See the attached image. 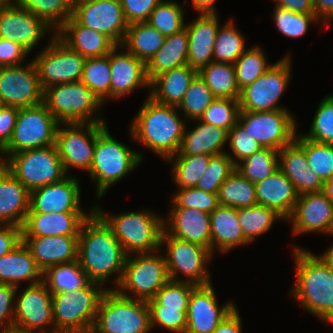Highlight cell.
I'll return each mask as SVG.
<instances>
[{
    "instance_id": "cell-63",
    "label": "cell",
    "mask_w": 333,
    "mask_h": 333,
    "mask_svg": "<svg viewBox=\"0 0 333 333\" xmlns=\"http://www.w3.org/2000/svg\"><path fill=\"white\" fill-rule=\"evenodd\" d=\"M19 108L4 106L0 110V145L4 148L12 138Z\"/></svg>"
},
{
    "instance_id": "cell-5",
    "label": "cell",
    "mask_w": 333,
    "mask_h": 333,
    "mask_svg": "<svg viewBox=\"0 0 333 333\" xmlns=\"http://www.w3.org/2000/svg\"><path fill=\"white\" fill-rule=\"evenodd\" d=\"M141 153L115 140L107 125L98 133L89 176L97 184L96 196L103 198L113 184L128 175L143 160Z\"/></svg>"
},
{
    "instance_id": "cell-25",
    "label": "cell",
    "mask_w": 333,
    "mask_h": 333,
    "mask_svg": "<svg viewBox=\"0 0 333 333\" xmlns=\"http://www.w3.org/2000/svg\"><path fill=\"white\" fill-rule=\"evenodd\" d=\"M121 47V49H120ZM119 49L124 51L118 53ZM111 85L110 99H118L142 87H150L146 63L117 45L110 52Z\"/></svg>"
},
{
    "instance_id": "cell-3",
    "label": "cell",
    "mask_w": 333,
    "mask_h": 333,
    "mask_svg": "<svg viewBox=\"0 0 333 333\" xmlns=\"http://www.w3.org/2000/svg\"><path fill=\"white\" fill-rule=\"evenodd\" d=\"M144 101L130 125L131 138L166 160L178 152L186 120L180 118L176 106L156 103L150 97Z\"/></svg>"
},
{
    "instance_id": "cell-4",
    "label": "cell",
    "mask_w": 333,
    "mask_h": 333,
    "mask_svg": "<svg viewBox=\"0 0 333 333\" xmlns=\"http://www.w3.org/2000/svg\"><path fill=\"white\" fill-rule=\"evenodd\" d=\"M100 208L94 205V210L110 226L127 256L161 250L163 217L150 209L109 215Z\"/></svg>"
},
{
    "instance_id": "cell-65",
    "label": "cell",
    "mask_w": 333,
    "mask_h": 333,
    "mask_svg": "<svg viewBox=\"0 0 333 333\" xmlns=\"http://www.w3.org/2000/svg\"><path fill=\"white\" fill-rule=\"evenodd\" d=\"M237 309L226 316L213 333H242V319Z\"/></svg>"
},
{
    "instance_id": "cell-54",
    "label": "cell",
    "mask_w": 333,
    "mask_h": 333,
    "mask_svg": "<svg viewBox=\"0 0 333 333\" xmlns=\"http://www.w3.org/2000/svg\"><path fill=\"white\" fill-rule=\"evenodd\" d=\"M240 112L236 99L216 98L200 117V121L229 131L238 120Z\"/></svg>"
},
{
    "instance_id": "cell-38",
    "label": "cell",
    "mask_w": 333,
    "mask_h": 333,
    "mask_svg": "<svg viewBox=\"0 0 333 333\" xmlns=\"http://www.w3.org/2000/svg\"><path fill=\"white\" fill-rule=\"evenodd\" d=\"M165 36L146 21L128 24L121 44L128 52L147 63L162 47Z\"/></svg>"
},
{
    "instance_id": "cell-32",
    "label": "cell",
    "mask_w": 333,
    "mask_h": 333,
    "mask_svg": "<svg viewBox=\"0 0 333 333\" xmlns=\"http://www.w3.org/2000/svg\"><path fill=\"white\" fill-rule=\"evenodd\" d=\"M198 70L188 64L162 72L150 81L148 94L154 102L178 107Z\"/></svg>"
},
{
    "instance_id": "cell-7",
    "label": "cell",
    "mask_w": 333,
    "mask_h": 333,
    "mask_svg": "<svg viewBox=\"0 0 333 333\" xmlns=\"http://www.w3.org/2000/svg\"><path fill=\"white\" fill-rule=\"evenodd\" d=\"M93 326L99 333H148L152 330L148 303L108 288L100 299Z\"/></svg>"
},
{
    "instance_id": "cell-75",
    "label": "cell",
    "mask_w": 333,
    "mask_h": 333,
    "mask_svg": "<svg viewBox=\"0 0 333 333\" xmlns=\"http://www.w3.org/2000/svg\"><path fill=\"white\" fill-rule=\"evenodd\" d=\"M5 106L1 96H0V110Z\"/></svg>"
},
{
    "instance_id": "cell-70",
    "label": "cell",
    "mask_w": 333,
    "mask_h": 333,
    "mask_svg": "<svg viewBox=\"0 0 333 333\" xmlns=\"http://www.w3.org/2000/svg\"><path fill=\"white\" fill-rule=\"evenodd\" d=\"M326 263L327 265L333 270V245L329 247L325 253L322 255H319Z\"/></svg>"
},
{
    "instance_id": "cell-69",
    "label": "cell",
    "mask_w": 333,
    "mask_h": 333,
    "mask_svg": "<svg viewBox=\"0 0 333 333\" xmlns=\"http://www.w3.org/2000/svg\"><path fill=\"white\" fill-rule=\"evenodd\" d=\"M322 192L333 203V177L324 182Z\"/></svg>"
},
{
    "instance_id": "cell-12",
    "label": "cell",
    "mask_w": 333,
    "mask_h": 333,
    "mask_svg": "<svg viewBox=\"0 0 333 333\" xmlns=\"http://www.w3.org/2000/svg\"><path fill=\"white\" fill-rule=\"evenodd\" d=\"M9 171L29 190L62 181L66 174L55 145L12 154Z\"/></svg>"
},
{
    "instance_id": "cell-47",
    "label": "cell",
    "mask_w": 333,
    "mask_h": 333,
    "mask_svg": "<svg viewBox=\"0 0 333 333\" xmlns=\"http://www.w3.org/2000/svg\"><path fill=\"white\" fill-rule=\"evenodd\" d=\"M278 152L272 148L263 147L239 162L236 169L252 183L264 180L279 169Z\"/></svg>"
},
{
    "instance_id": "cell-59",
    "label": "cell",
    "mask_w": 333,
    "mask_h": 333,
    "mask_svg": "<svg viewBox=\"0 0 333 333\" xmlns=\"http://www.w3.org/2000/svg\"><path fill=\"white\" fill-rule=\"evenodd\" d=\"M228 142L232 154L226 153L235 165L263 148L238 122L228 131Z\"/></svg>"
},
{
    "instance_id": "cell-71",
    "label": "cell",
    "mask_w": 333,
    "mask_h": 333,
    "mask_svg": "<svg viewBox=\"0 0 333 333\" xmlns=\"http://www.w3.org/2000/svg\"><path fill=\"white\" fill-rule=\"evenodd\" d=\"M9 171V163L8 158L5 156L4 158H0V180L2 177Z\"/></svg>"
},
{
    "instance_id": "cell-15",
    "label": "cell",
    "mask_w": 333,
    "mask_h": 333,
    "mask_svg": "<svg viewBox=\"0 0 333 333\" xmlns=\"http://www.w3.org/2000/svg\"><path fill=\"white\" fill-rule=\"evenodd\" d=\"M50 39L41 53L33 58L42 89L80 81L85 58L71 50L56 35H51Z\"/></svg>"
},
{
    "instance_id": "cell-35",
    "label": "cell",
    "mask_w": 333,
    "mask_h": 333,
    "mask_svg": "<svg viewBox=\"0 0 333 333\" xmlns=\"http://www.w3.org/2000/svg\"><path fill=\"white\" fill-rule=\"evenodd\" d=\"M22 281H29L27 285L43 281V271L23 241L0 257V283L18 287Z\"/></svg>"
},
{
    "instance_id": "cell-36",
    "label": "cell",
    "mask_w": 333,
    "mask_h": 333,
    "mask_svg": "<svg viewBox=\"0 0 333 333\" xmlns=\"http://www.w3.org/2000/svg\"><path fill=\"white\" fill-rule=\"evenodd\" d=\"M29 201L30 191L8 171L0 180V224L22 227Z\"/></svg>"
},
{
    "instance_id": "cell-21",
    "label": "cell",
    "mask_w": 333,
    "mask_h": 333,
    "mask_svg": "<svg viewBox=\"0 0 333 333\" xmlns=\"http://www.w3.org/2000/svg\"><path fill=\"white\" fill-rule=\"evenodd\" d=\"M213 284L197 286L190 296L185 333H213L237 306L233 302L218 305Z\"/></svg>"
},
{
    "instance_id": "cell-30",
    "label": "cell",
    "mask_w": 333,
    "mask_h": 333,
    "mask_svg": "<svg viewBox=\"0 0 333 333\" xmlns=\"http://www.w3.org/2000/svg\"><path fill=\"white\" fill-rule=\"evenodd\" d=\"M44 272L47 268L78 260V236L22 238Z\"/></svg>"
},
{
    "instance_id": "cell-62",
    "label": "cell",
    "mask_w": 333,
    "mask_h": 333,
    "mask_svg": "<svg viewBox=\"0 0 333 333\" xmlns=\"http://www.w3.org/2000/svg\"><path fill=\"white\" fill-rule=\"evenodd\" d=\"M28 54L29 52L20 44L0 39V67L23 64Z\"/></svg>"
},
{
    "instance_id": "cell-49",
    "label": "cell",
    "mask_w": 333,
    "mask_h": 333,
    "mask_svg": "<svg viewBox=\"0 0 333 333\" xmlns=\"http://www.w3.org/2000/svg\"><path fill=\"white\" fill-rule=\"evenodd\" d=\"M182 9L183 5H179L175 1L162 0L151 12L146 22L165 37L171 36L185 28V12Z\"/></svg>"
},
{
    "instance_id": "cell-48",
    "label": "cell",
    "mask_w": 333,
    "mask_h": 333,
    "mask_svg": "<svg viewBox=\"0 0 333 333\" xmlns=\"http://www.w3.org/2000/svg\"><path fill=\"white\" fill-rule=\"evenodd\" d=\"M295 141L304 149L308 166L324 183L333 177V144L311 141L297 134Z\"/></svg>"
},
{
    "instance_id": "cell-14",
    "label": "cell",
    "mask_w": 333,
    "mask_h": 333,
    "mask_svg": "<svg viewBox=\"0 0 333 333\" xmlns=\"http://www.w3.org/2000/svg\"><path fill=\"white\" fill-rule=\"evenodd\" d=\"M237 122L262 147L281 150L297 135V122L288 110L240 111Z\"/></svg>"
},
{
    "instance_id": "cell-20",
    "label": "cell",
    "mask_w": 333,
    "mask_h": 333,
    "mask_svg": "<svg viewBox=\"0 0 333 333\" xmlns=\"http://www.w3.org/2000/svg\"><path fill=\"white\" fill-rule=\"evenodd\" d=\"M49 30V31H48ZM56 32L42 18L19 6L15 1L0 7V36L20 44L29 53L44 38L45 33Z\"/></svg>"
},
{
    "instance_id": "cell-46",
    "label": "cell",
    "mask_w": 333,
    "mask_h": 333,
    "mask_svg": "<svg viewBox=\"0 0 333 333\" xmlns=\"http://www.w3.org/2000/svg\"><path fill=\"white\" fill-rule=\"evenodd\" d=\"M246 49L245 38L230 19L219 27L214 44L213 61L234 64Z\"/></svg>"
},
{
    "instance_id": "cell-18",
    "label": "cell",
    "mask_w": 333,
    "mask_h": 333,
    "mask_svg": "<svg viewBox=\"0 0 333 333\" xmlns=\"http://www.w3.org/2000/svg\"><path fill=\"white\" fill-rule=\"evenodd\" d=\"M72 17L82 26L104 33L121 45L128 28L120 0H77Z\"/></svg>"
},
{
    "instance_id": "cell-19",
    "label": "cell",
    "mask_w": 333,
    "mask_h": 333,
    "mask_svg": "<svg viewBox=\"0 0 333 333\" xmlns=\"http://www.w3.org/2000/svg\"><path fill=\"white\" fill-rule=\"evenodd\" d=\"M38 71L33 60L27 65L0 67V96L5 106L25 108L43 102Z\"/></svg>"
},
{
    "instance_id": "cell-40",
    "label": "cell",
    "mask_w": 333,
    "mask_h": 333,
    "mask_svg": "<svg viewBox=\"0 0 333 333\" xmlns=\"http://www.w3.org/2000/svg\"><path fill=\"white\" fill-rule=\"evenodd\" d=\"M43 282L53 293L72 292L86 286L90 280L78 260L51 266L43 272Z\"/></svg>"
},
{
    "instance_id": "cell-53",
    "label": "cell",
    "mask_w": 333,
    "mask_h": 333,
    "mask_svg": "<svg viewBox=\"0 0 333 333\" xmlns=\"http://www.w3.org/2000/svg\"><path fill=\"white\" fill-rule=\"evenodd\" d=\"M309 133L303 137L322 144H333V94L321 100L314 113Z\"/></svg>"
},
{
    "instance_id": "cell-39",
    "label": "cell",
    "mask_w": 333,
    "mask_h": 333,
    "mask_svg": "<svg viewBox=\"0 0 333 333\" xmlns=\"http://www.w3.org/2000/svg\"><path fill=\"white\" fill-rule=\"evenodd\" d=\"M216 98L239 99L240 89L236 81L234 64L211 62L198 71Z\"/></svg>"
},
{
    "instance_id": "cell-9",
    "label": "cell",
    "mask_w": 333,
    "mask_h": 333,
    "mask_svg": "<svg viewBox=\"0 0 333 333\" xmlns=\"http://www.w3.org/2000/svg\"><path fill=\"white\" fill-rule=\"evenodd\" d=\"M159 251L128 255L122 278L115 290L122 296L136 300L153 299L170 280L164 255Z\"/></svg>"
},
{
    "instance_id": "cell-74",
    "label": "cell",
    "mask_w": 333,
    "mask_h": 333,
    "mask_svg": "<svg viewBox=\"0 0 333 333\" xmlns=\"http://www.w3.org/2000/svg\"><path fill=\"white\" fill-rule=\"evenodd\" d=\"M7 333H35V332H25V331L12 329L10 332H7ZM36 333H41V332H36Z\"/></svg>"
},
{
    "instance_id": "cell-66",
    "label": "cell",
    "mask_w": 333,
    "mask_h": 333,
    "mask_svg": "<svg viewBox=\"0 0 333 333\" xmlns=\"http://www.w3.org/2000/svg\"><path fill=\"white\" fill-rule=\"evenodd\" d=\"M276 6L296 13L314 14L313 0H272Z\"/></svg>"
},
{
    "instance_id": "cell-44",
    "label": "cell",
    "mask_w": 333,
    "mask_h": 333,
    "mask_svg": "<svg viewBox=\"0 0 333 333\" xmlns=\"http://www.w3.org/2000/svg\"><path fill=\"white\" fill-rule=\"evenodd\" d=\"M211 155L170 156L165 161L171 162L172 181L178 189L195 187L208 167Z\"/></svg>"
},
{
    "instance_id": "cell-8",
    "label": "cell",
    "mask_w": 333,
    "mask_h": 333,
    "mask_svg": "<svg viewBox=\"0 0 333 333\" xmlns=\"http://www.w3.org/2000/svg\"><path fill=\"white\" fill-rule=\"evenodd\" d=\"M106 290L101 284L90 281L70 293H53L54 333H68L93 326L100 299Z\"/></svg>"
},
{
    "instance_id": "cell-10",
    "label": "cell",
    "mask_w": 333,
    "mask_h": 333,
    "mask_svg": "<svg viewBox=\"0 0 333 333\" xmlns=\"http://www.w3.org/2000/svg\"><path fill=\"white\" fill-rule=\"evenodd\" d=\"M165 246L166 267L171 281L187 282L196 286L211 284L210 272L206 267L212 260V252L195 243L169 235L164 229L160 238V247ZM181 273L185 280L178 274Z\"/></svg>"
},
{
    "instance_id": "cell-61",
    "label": "cell",
    "mask_w": 333,
    "mask_h": 333,
    "mask_svg": "<svg viewBox=\"0 0 333 333\" xmlns=\"http://www.w3.org/2000/svg\"><path fill=\"white\" fill-rule=\"evenodd\" d=\"M162 0H120L128 24L147 21Z\"/></svg>"
},
{
    "instance_id": "cell-64",
    "label": "cell",
    "mask_w": 333,
    "mask_h": 333,
    "mask_svg": "<svg viewBox=\"0 0 333 333\" xmlns=\"http://www.w3.org/2000/svg\"><path fill=\"white\" fill-rule=\"evenodd\" d=\"M21 242V227L12 224H0V257L11 252Z\"/></svg>"
},
{
    "instance_id": "cell-16",
    "label": "cell",
    "mask_w": 333,
    "mask_h": 333,
    "mask_svg": "<svg viewBox=\"0 0 333 333\" xmlns=\"http://www.w3.org/2000/svg\"><path fill=\"white\" fill-rule=\"evenodd\" d=\"M61 123L56 132L55 146L66 172L71 167L89 172L96 138L106 123Z\"/></svg>"
},
{
    "instance_id": "cell-42",
    "label": "cell",
    "mask_w": 333,
    "mask_h": 333,
    "mask_svg": "<svg viewBox=\"0 0 333 333\" xmlns=\"http://www.w3.org/2000/svg\"><path fill=\"white\" fill-rule=\"evenodd\" d=\"M237 217L244 237L250 244L255 238L267 233L276 220H285L274 209L259 204L237 209Z\"/></svg>"
},
{
    "instance_id": "cell-6",
    "label": "cell",
    "mask_w": 333,
    "mask_h": 333,
    "mask_svg": "<svg viewBox=\"0 0 333 333\" xmlns=\"http://www.w3.org/2000/svg\"><path fill=\"white\" fill-rule=\"evenodd\" d=\"M43 103L61 124L106 123L98 114L103 103L81 81L47 87Z\"/></svg>"
},
{
    "instance_id": "cell-1",
    "label": "cell",
    "mask_w": 333,
    "mask_h": 333,
    "mask_svg": "<svg viewBox=\"0 0 333 333\" xmlns=\"http://www.w3.org/2000/svg\"><path fill=\"white\" fill-rule=\"evenodd\" d=\"M126 253L110 226L94 210L83 222L78 236V262L91 282L104 286L116 274L115 289L123 275ZM118 274V275H117Z\"/></svg>"
},
{
    "instance_id": "cell-31",
    "label": "cell",
    "mask_w": 333,
    "mask_h": 333,
    "mask_svg": "<svg viewBox=\"0 0 333 333\" xmlns=\"http://www.w3.org/2000/svg\"><path fill=\"white\" fill-rule=\"evenodd\" d=\"M257 203L274 209L286 221L298 199L293 183L280 169L264 180L254 183Z\"/></svg>"
},
{
    "instance_id": "cell-33",
    "label": "cell",
    "mask_w": 333,
    "mask_h": 333,
    "mask_svg": "<svg viewBox=\"0 0 333 333\" xmlns=\"http://www.w3.org/2000/svg\"><path fill=\"white\" fill-rule=\"evenodd\" d=\"M188 131L185 126L184 134L178 152L172 156H193L200 154L218 155L225 153L223 145L228 142V131L224 128L213 126L200 121Z\"/></svg>"
},
{
    "instance_id": "cell-51",
    "label": "cell",
    "mask_w": 333,
    "mask_h": 333,
    "mask_svg": "<svg viewBox=\"0 0 333 333\" xmlns=\"http://www.w3.org/2000/svg\"><path fill=\"white\" fill-rule=\"evenodd\" d=\"M216 99L205 81L197 75L188 87L182 102L177 107L183 113L185 120H197ZM187 118V119H186Z\"/></svg>"
},
{
    "instance_id": "cell-43",
    "label": "cell",
    "mask_w": 333,
    "mask_h": 333,
    "mask_svg": "<svg viewBox=\"0 0 333 333\" xmlns=\"http://www.w3.org/2000/svg\"><path fill=\"white\" fill-rule=\"evenodd\" d=\"M104 104L110 99V53L103 57L85 58L80 80Z\"/></svg>"
},
{
    "instance_id": "cell-72",
    "label": "cell",
    "mask_w": 333,
    "mask_h": 333,
    "mask_svg": "<svg viewBox=\"0 0 333 333\" xmlns=\"http://www.w3.org/2000/svg\"><path fill=\"white\" fill-rule=\"evenodd\" d=\"M68 333H99V331L94 326H89L79 330H73Z\"/></svg>"
},
{
    "instance_id": "cell-55",
    "label": "cell",
    "mask_w": 333,
    "mask_h": 333,
    "mask_svg": "<svg viewBox=\"0 0 333 333\" xmlns=\"http://www.w3.org/2000/svg\"><path fill=\"white\" fill-rule=\"evenodd\" d=\"M273 20L277 29L291 38L303 36L312 22H321L315 14L296 13L278 6H275Z\"/></svg>"
},
{
    "instance_id": "cell-2",
    "label": "cell",
    "mask_w": 333,
    "mask_h": 333,
    "mask_svg": "<svg viewBox=\"0 0 333 333\" xmlns=\"http://www.w3.org/2000/svg\"><path fill=\"white\" fill-rule=\"evenodd\" d=\"M296 282L291 297L303 309L329 324L333 322V270L318 255L294 246Z\"/></svg>"
},
{
    "instance_id": "cell-27",
    "label": "cell",
    "mask_w": 333,
    "mask_h": 333,
    "mask_svg": "<svg viewBox=\"0 0 333 333\" xmlns=\"http://www.w3.org/2000/svg\"><path fill=\"white\" fill-rule=\"evenodd\" d=\"M56 36L84 58L106 56L117 46L107 35L80 25L72 16L56 31Z\"/></svg>"
},
{
    "instance_id": "cell-56",
    "label": "cell",
    "mask_w": 333,
    "mask_h": 333,
    "mask_svg": "<svg viewBox=\"0 0 333 333\" xmlns=\"http://www.w3.org/2000/svg\"><path fill=\"white\" fill-rule=\"evenodd\" d=\"M151 329L160 326L173 333H185L188 309L164 308L154 298L147 301Z\"/></svg>"
},
{
    "instance_id": "cell-67",
    "label": "cell",
    "mask_w": 333,
    "mask_h": 333,
    "mask_svg": "<svg viewBox=\"0 0 333 333\" xmlns=\"http://www.w3.org/2000/svg\"><path fill=\"white\" fill-rule=\"evenodd\" d=\"M313 4L315 16L326 25L333 17V0H313Z\"/></svg>"
},
{
    "instance_id": "cell-76",
    "label": "cell",
    "mask_w": 333,
    "mask_h": 333,
    "mask_svg": "<svg viewBox=\"0 0 333 333\" xmlns=\"http://www.w3.org/2000/svg\"><path fill=\"white\" fill-rule=\"evenodd\" d=\"M4 154V148L0 145V155Z\"/></svg>"
},
{
    "instance_id": "cell-26",
    "label": "cell",
    "mask_w": 333,
    "mask_h": 333,
    "mask_svg": "<svg viewBox=\"0 0 333 333\" xmlns=\"http://www.w3.org/2000/svg\"><path fill=\"white\" fill-rule=\"evenodd\" d=\"M163 219L164 230L175 238L201 245L211 251L210 214L197 209L171 208Z\"/></svg>"
},
{
    "instance_id": "cell-50",
    "label": "cell",
    "mask_w": 333,
    "mask_h": 333,
    "mask_svg": "<svg viewBox=\"0 0 333 333\" xmlns=\"http://www.w3.org/2000/svg\"><path fill=\"white\" fill-rule=\"evenodd\" d=\"M267 62L266 55L259 46L246 49L234 63L238 88L243 89L264 74L271 67Z\"/></svg>"
},
{
    "instance_id": "cell-77",
    "label": "cell",
    "mask_w": 333,
    "mask_h": 333,
    "mask_svg": "<svg viewBox=\"0 0 333 333\" xmlns=\"http://www.w3.org/2000/svg\"><path fill=\"white\" fill-rule=\"evenodd\" d=\"M330 235H331V236H333V228H332V230H331V233H330Z\"/></svg>"
},
{
    "instance_id": "cell-34",
    "label": "cell",
    "mask_w": 333,
    "mask_h": 333,
    "mask_svg": "<svg viewBox=\"0 0 333 333\" xmlns=\"http://www.w3.org/2000/svg\"><path fill=\"white\" fill-rule=\"evenodd\" d=\"M211 224V252L215 250L227 253L235 247L250 244L244 237L240 222L237 217V209L219 205L210 214Z\"/></svg>"
},
{
    "instance_id": "cell-29",
    "label": "cell",
    "mask_w": 333,
    "mask_h": 333,
    "mask_svg": "<svg viewBox=\"0 0 333 333\" xmlns=\"http://www.w3.org/2000/svg\"><path fill=\"white\" fill-rule=\"evenodd\" d=\"M279 169L290 179L298 195L321 192L323 182L309 168L304 149L294 140L278 152Z\"/></svg>"
},
{
    "instance_id": "cell-37",
    "label": "cell",
    "mask_w": 333,
    "mask_h": 333,
    "mask_svg": "<svg viewBox=\"0 0 333 333\" xmlns=\"http://www.w3.org/2000/svg\"><path fill=\"white\" fill-rule=\"evenodd\" d=\"M189 36L186 27L165 38L162 47L146 63L148 80L158 74L188 64Z\"/></svg>"
},
{
    "instance_id": "cell-13",
    "label": "cell",
    "mask_w": 333,
    "mask_h": 333,
    "mask_svg": "<svg viewBox=\"0 0 333 333\" xmlns=\"http://www.w3.org/2000/svg\"><path fill=\"white\" fill-rule=\"evenodd\" d=\"M291 59L286 55L262 74L252 84L240 90V111L261 112L287 110L278 105L280 97L291 79Z\"/></svg>"
},
{
    "instance_id": "cell-68",
    "label": "cell",
    "mask_w": 333,
    "mask_h": 333,
    "mask_svg": "<svg viewBox=\"0 0 333 333\" xmlns=\"http://www.w3.org/2000/svg\"><path fill=\"white\" fill-rule=\"evenodd\" d=\"M193 8L199 12V14H216L214 9V3L216 0H191ZM187 0L183 3L186 5Z\"/></svg>"
},
{
    "instance_id": "cell-23",
    "label": "cell",
    "mask_w": 333,
    "mask_h": 333,
    "mask_svg": "<svg viewBox=\"0 0 333 333\" xmlns=\"http://www.w3.org/2000/svg\"><path fill=\"white\" fill-rule=\"evenodd\" d=\"M80 182L68 175L62 181L30 191L28 213L84 212L80 206Z\"/></svg>"
},
{
    "instance_id": "cell-28",
    "label": "cell",
    "mask_w": 333,
    "mask_h": 333,
    "mask_svg": "<svg viewBox=\"0 0 333 333\" xmlns=\"http://www.w3.org/2000/svg\"><path fill=\"white\" fill-rule=\"evenodd\" d=\"M216 14H199L194 21L185 25L189 36L188 65L196 70L213 62V50L219 30Z\"/></svg>"
},
{
    "instance_id": "cell-11",
    "label": "cell",
    "mask_w": 333,
    "mask_h": 333,
    "mask_svg": "<svg viewBox=\"0 0 333 333\" xmlns=\"http://www.w3.org/2000/svg\"><path fill=\"white\" fill-rule=\"evenodd\" d=\"M59 122L42 102L19 109L13 135L4 147V156L55 145Z\"/></svg>"
},
{
    "instance_id": "cell-58",
    "label": "cell",
    "mask_w": 333,
    "mask_h": 333,
    "mask_svg": "<svg viewBox=\"0 0 333 333\" xmlns=\"http://www.w3.org/2000/svg\"><path fill=\"white\" fill-rule=\"evenodd\" d=\"M197 286L187 282L169 280L154 299L164 308L188 309L190 296Z\"/></svg>"
},
{
    "instance_id": "cell-41",
    "label": "cell",
    "mask_w": 333,
    "mask_h": 333,
    "mask_svg": "<svg viewBox=\"0 0 333 333\" xmlns=\"http://www.w3.org/2000/svg\"><path fill=\"white\" fill-rule=\"evenodd\" d=\"M218 198L219 204L236 209L258 204L254 183L246 179L237 169L220 186Z\"/></svg>"
},
{
    "instance_id": "cell-22",
    "label": "cell",
    "mask_w": 333,
    "mask_h": 333,
    "mask_svg": "<svg viewBox=\"0 0 333 333\" xmlns=\"http://www.w3.org/2000/svg\"><path fill=\"white\" fill-rule=\"evenodd\" d=\"M291 220L292 234L321 232L330 234L333 228V203L321 192L298 195Z\"/></svg>"
},
{
    "instance_id": "cell-57",
    "label": "cell",
    "mask_w": 333,
    "mask_h": 333,
    "mask_svg": "<svg viewBox=\"0 0 333 333\" xmlns=\"http://www.w3.org/2000/svg\"><path fill=\"white\" fill-rule=\"evenodd\" d=\"M172 208L197 209L211 214L220 204L218 194L196 187L182 188L172 195Z\"/></svg>"
},
{
    "instance_id": "cell-24",
    "label": "cell",
    "mask_w": 333,
    "mask_h": 333,
    "mask_svg": "<svg viewBox=\"0 0 333 333\" xmlns=\"http://www.w3.org/2000/svg\"><path fill=\"white\" fill-rule=\"evenodd\" d=\"M94 211L85 212L27 213L21 227L22 238L47 236H79L83 222Z\"/></svg>"
},
{
    "instance_id": "cell-52",
    "label": "cell",
    "mask_w": 333,
    "mask_h": 333,
    "mask_svg": "<svg viewBox=\"0 0 333 333\" xmlns=\"http://www.w3.org/2000/svg\"><path fill=\"white\" fill-rule=\"evenodd\" d=\"M236 169V165L227 153L214 155L203 175L200 177L196 188L218 194L219 188L228 176Z\"/></svg>"
},
{
    "instance_id": "cell-73",
    "label": "cell",
    "mask_w": 333,
    "mask_h": 333,
    "mask_svg": "<svg viewBox=\"0 0 333 333\" xmlns=\"http://www.w3.org/2000/svg\"><path fill=\"white\" fill-rule=\"evenodd\" d=\"M14 0H0V7H3L5 5H8L12 3Z\"/></svg>"
},
{
    "instance_id": "cell-45",
    "label": "cell",
    "mask_w": 333,
    "mask_h": 333,
    "mask_svg": "<svg viewBox=\"0 0 333 333\" xmlns=\"http://www.w3.org/2000/svg\"><path fill=\"white\" fill-rule=\"evenodd\" d=\"M22 8L42 18L56 32L71 16V0H14Z\"/></svg>"
},
{
    "instance_id": "cell-17",
    "label": "cell",
    "mask_w": 333,
    "mask_h": 333,
    "mask_svg": "<svg viewBox=\"0 0 333 333\" xmlns=\"http://www.w3.org/2000/svg\"><path fill=\"white\" fill-rule=\"evenodd\" d=\"M13 329L54 333L52 293L43 281L28 285L19 297L15 295Z\"/></svg>"
},
{
    "instance_id": "cell-60",
    "label": "cell",
    "mask_w": 333,
    "mask_h": 333,
    "mask_svg": "<svg viewBox=\"0 0 333 333\" xmlns=\"http://www.w3.org/2000/svg\"><path fill=\"white\" fill-rule=\"evenodd\" d=\"M18 287L0 283V333L13 329L15 294Z\"/></svg>"
}]
</instances>
